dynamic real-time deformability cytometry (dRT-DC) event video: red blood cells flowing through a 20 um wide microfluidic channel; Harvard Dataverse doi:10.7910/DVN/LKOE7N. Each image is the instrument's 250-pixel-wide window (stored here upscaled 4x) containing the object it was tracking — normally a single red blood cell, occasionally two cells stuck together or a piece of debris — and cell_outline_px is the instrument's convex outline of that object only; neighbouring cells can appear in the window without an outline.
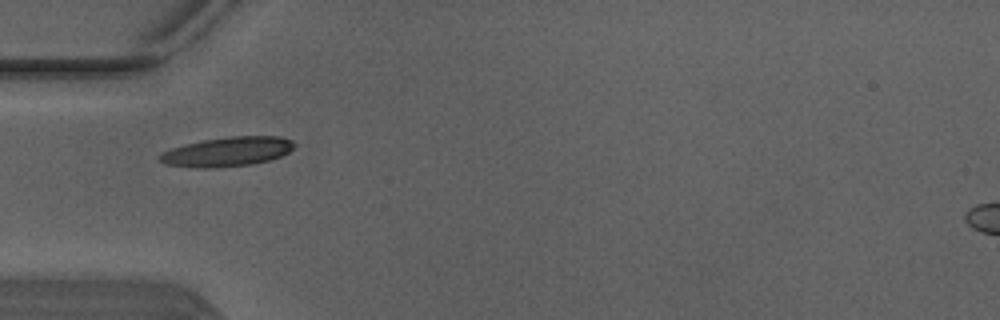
{"species": "Egyptian fruit bat (a non-hibernating species)", "species_latin": "Rousettus aegyptiacus", "temperature_condition": "warm", "stored_images_in_passage": 3, "camera_frame_rate_fps": 3000, "um_per_image_px": 0.085, "animal": {"sex": "male"}, "frame": {"image": 1, "passage_image": 3, "time_ms": 0.667, "image_size_px": [1000, 320], "cell_outline_px": [[296, 144], [288, 152], [280, 156], [268, 160], [252, 164], [216, 168], [196, 168], [164, 164], [156, 160], [156, 156], [172, 148], [184, 144], [204, 140], [228, 136], [280, 136], [292, 140]], "centroid_in_image_um": [19.28, 12.9], "position_along_channel_um": 65.7, "area_um2": 23.24}}